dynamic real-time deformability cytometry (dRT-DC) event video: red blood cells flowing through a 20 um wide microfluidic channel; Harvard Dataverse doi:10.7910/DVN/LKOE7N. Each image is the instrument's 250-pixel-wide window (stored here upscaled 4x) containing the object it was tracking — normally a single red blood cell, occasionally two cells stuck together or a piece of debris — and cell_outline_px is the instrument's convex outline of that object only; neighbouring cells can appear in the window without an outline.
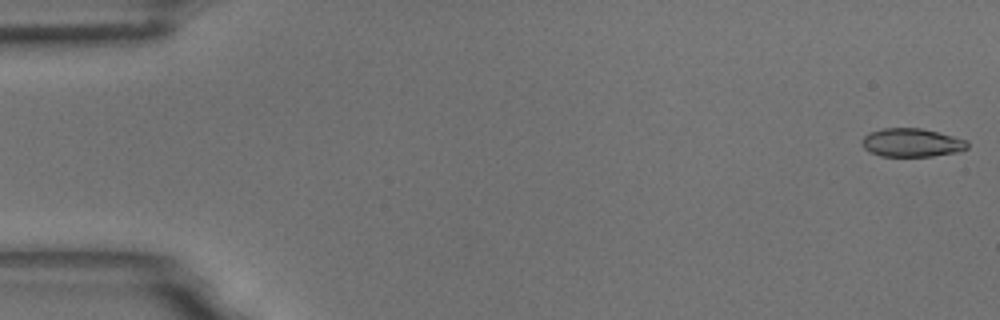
{"species": "common noctule bat (a hibernating species)", "species_latin": "Nyctalus noctula", "temperature_condition": "room temperature", "stored_images_in_passage": 7, "camera_frame_rate_fps": 3000, "um_per_image_px": 0.085, "animal": {"sex": "male", "body_mass_g": 18.8}, "frame": {"image": 1, "passage_image": 1, "time_ms": 0.0, "image_size_px": [1000, 320], "cell_outline_px": [[968, 148], [960, 152], [932, 156], [880, 156], [868, 152], [864, 148], [860, 140], [868, 132], [884, 128], [920, 128], [968, 140]], "centroid_in_image_um": [77.47, 12.13], "position_along_channel_um": 7.5, "area_um2": 17.63}}
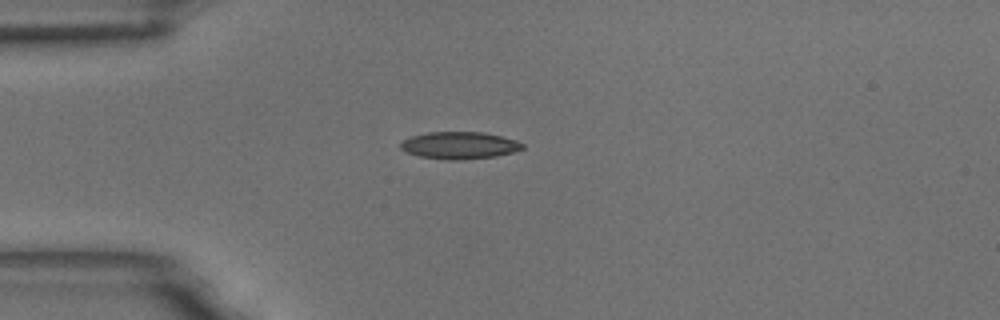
{"frame": {"image": 2, "passage_image": 5, "time_ms": 1.333, "image_size_px": [1000, 320], "cell_outline_px": [[524, 148], [512, 152], [496, 156], [460, 160], [448, 160], [420, 156], [408, 152], [400, 148], [400, 144], [404, 140], [412, 136], [428, 132], [484, 132], [516, 140], [524, 144]], "centroid_in_image_um": [39.07, 12.35], "position_along_channel_um": 45.9, "area_um2": 19.13}}